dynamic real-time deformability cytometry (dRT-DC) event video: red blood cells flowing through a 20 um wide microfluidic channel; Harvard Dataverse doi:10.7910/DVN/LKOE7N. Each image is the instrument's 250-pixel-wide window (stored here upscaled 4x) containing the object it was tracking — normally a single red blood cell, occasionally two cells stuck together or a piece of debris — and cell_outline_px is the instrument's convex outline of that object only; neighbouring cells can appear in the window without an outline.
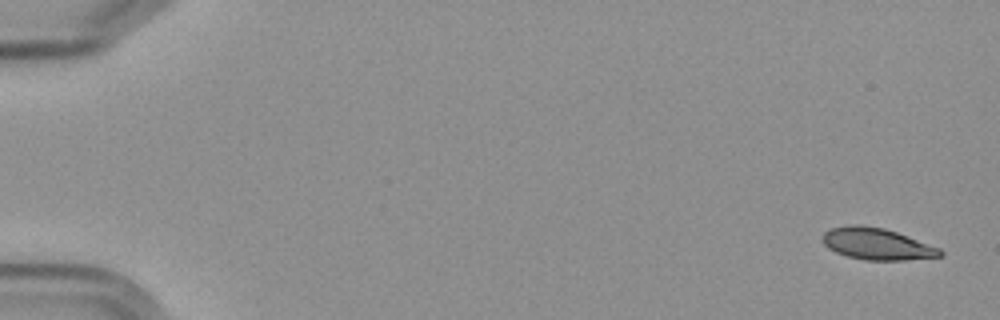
{"species": "Egyptian fruit bat (a non-hibernating species)", "species_latin": "Rousettus aegyptiacus", "temperature_condition": "cold", "stored_images_in_passage": 5, "camera_frame_rate_fps": 3000, "um_per_image_px": 0.085, "frame": {"image": 1, "passage_image": 1, "time_ms": 0.0, "image_size_px": [1000, 320], "cell_outline_px": [[944, 256], [904, 260], [864, 260], [848, 256], [836, 252], [828, 248], [820, 240], [824, 232], [828, 228], [852, 224], [860, 224], [884, 228], [896, 232], [940, 248], [944, 252]], "centroid_in_image_um": [74.5, 20.72], "position_along_channel_um": 10.5, "area_um2": 21.85}}